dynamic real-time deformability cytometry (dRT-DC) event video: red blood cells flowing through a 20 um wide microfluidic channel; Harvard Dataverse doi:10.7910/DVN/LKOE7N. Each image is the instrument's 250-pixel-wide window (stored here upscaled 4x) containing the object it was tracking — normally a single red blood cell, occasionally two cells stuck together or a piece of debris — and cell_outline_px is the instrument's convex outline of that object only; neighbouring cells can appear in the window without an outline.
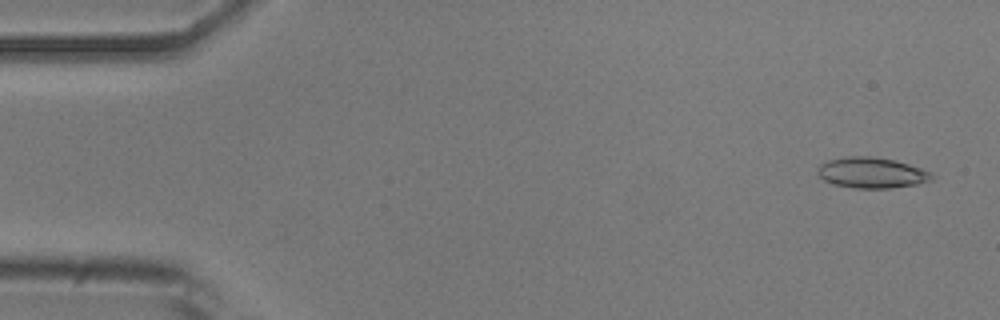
{"species": "common noctule bat (a hibernating species)", "species_latin": "Nyctalus noctula", "temperature_condition": "room temperature", "stored_images_in_passage": 53, "camera_frame_rate_fps": 3000, "um_per_image_px": 0.085, "animal": {"sex": "male", "body_mass_g": 20.5, "forearm_length_mm": 52.5}, "frame": {"image": 1, "passage_image": 3, "time_ms": 0.667, "image_size_px": [1000, 320], "cell_outline_px": [[936, 176], [932, 180], [916, 184], [892, 188], [856, 188], [832, 184], [824, 180], [816, 172], [816, 168], [820, 164], [828, 160], [848, 156], [868, 156], [896, 160], [932, 172]], "centroid_in_image_um": [74.09, 14.68], "position_along_channel_um": 10.9, "area_um2": 20.58}}
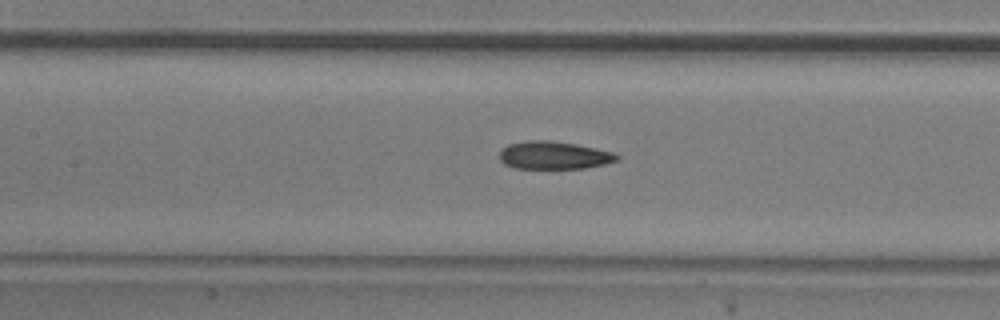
{"frame": {"image": 2, "passage_image": 24, "time_ms": 7.667, "image_size_px": [1000, 320], "cell_outline_px": [[620, 160], [604, 164], [584, 168], [512, 168], [504, 164], [500, 160], [500, 148], [508, 144], [528, 140], [548, 140], [576, 144], [596, 148], [612, 152], [620, 156]], "centroid_in_image_um": [47.06, 13.19], "position_along_channel_um": 160.3, "area_um2": 19.13}}
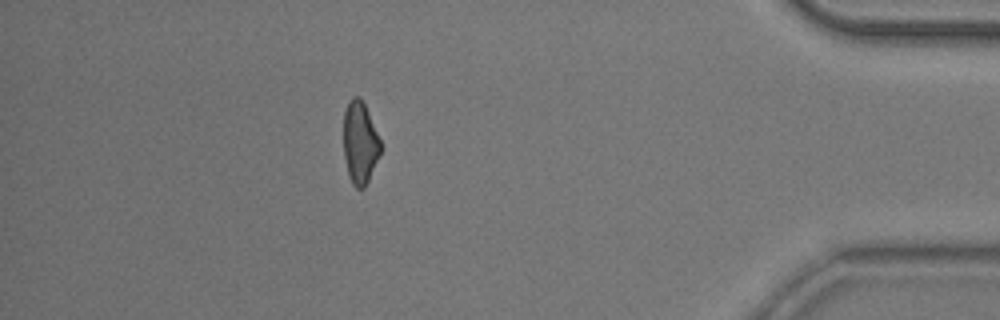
{"frame": {"image": 3, "passage_image": 47, "time_ms": 15.333, "image_size_px": [1000, 320], "cell_outline_px": [[380, 152], [368, 180], [364, 188], [356, 188], [352, 184], [348, 176], [344, 156], [344, 112], [352, 96], [360, 96], [364, 104], [380, 140]], "centroid_in_image_um": [30.57, 12.14], "position_along_channel_um": 404.6, "area_um2": 17.4}, "authors_computed_cell_mechanics": {"area_um2": 19.3052, "velocity_mm_per_s": 3.8088, "shape_relaxation_time_tau1_ms": 5.0945, "shape_relaxation_time_tau2_ms": 3.3533, "deformation_change_tau1": 0.1601, "deformation_change_tau2": 0.1287}}